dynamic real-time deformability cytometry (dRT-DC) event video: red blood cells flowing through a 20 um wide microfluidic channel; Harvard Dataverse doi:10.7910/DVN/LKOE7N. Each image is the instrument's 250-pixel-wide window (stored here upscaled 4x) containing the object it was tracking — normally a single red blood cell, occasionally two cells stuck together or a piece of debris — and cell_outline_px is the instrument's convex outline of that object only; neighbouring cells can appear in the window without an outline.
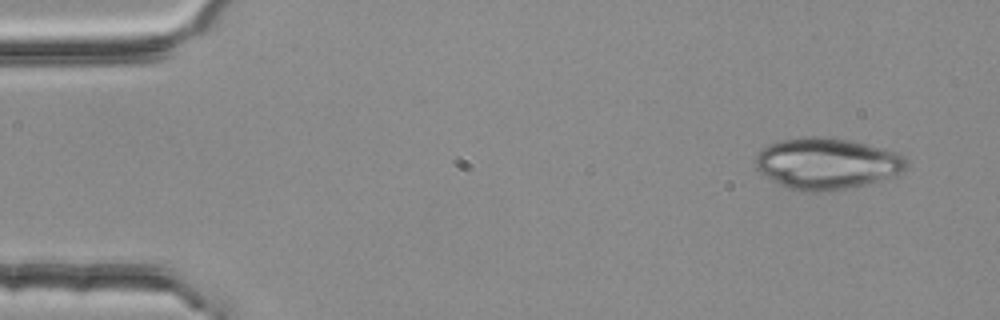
{"species": "common noctule bat (a hibernating species)", "species_latin": "Nyctalus noctula", "temperature_condition": "room temperature", "stored_images_in_passage": 3, "camera_frame_rate_fps": 3000, "um_per_image_px": 0.085, "animal": {"sex": "female", "body_mass_g": 25.1}, "frame": {"image": 1, "passage_image": 1, "time_ms": 0.0, "image_size_px": [1000, 320], "cell_outline_px": [[908, 164], [904, 172], [864, 184], [844, 188], [820, 192], [804, 192], [784, 188], [760, 172], [756, 168], [756, 152], [760, 148], [768, 144], [780, 140], [804, 136], [828, 136], [852, 140], [900, 152], [904, 156]], "centroid_in_image_um": [70.25, 13.87], "position_along_channel_um": 14.7, "area_um2": 45.66}}